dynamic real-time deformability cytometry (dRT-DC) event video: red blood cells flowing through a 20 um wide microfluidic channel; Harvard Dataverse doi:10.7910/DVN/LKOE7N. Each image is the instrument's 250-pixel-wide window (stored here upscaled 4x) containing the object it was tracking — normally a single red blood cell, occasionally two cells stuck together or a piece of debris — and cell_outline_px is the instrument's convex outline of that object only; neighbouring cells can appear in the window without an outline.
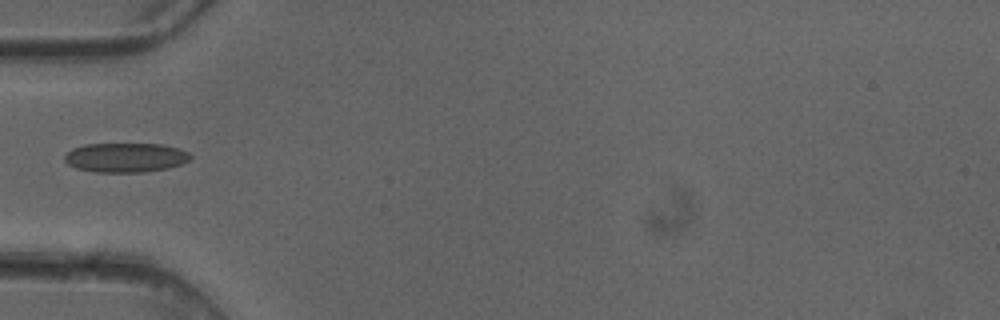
{"species": "common noctule bat (a hibernating species)", "species_latin": "Nyctalus noctula", "temperature_condition": "cold", "stored_images_in_passage": 4, "camera_frame_rate_fps": 3000, "um_per_image_px": 0.085, "animal": {"sex": "female"}, "frame": {"image": 1, "passage_image": 4, "time_ms": 1.0, "image_size_px": [1000, 320], "cell_outline_px": [[192, 156], [188, 160], [180, 164], [168, 168], [144, 172], [96, 172], [76, 168], [68, 164], [64, 160], [64, 156], [72, 148], [84, 144], [160, 144], [180, 148], [188, 152]], "centroid_in_image_um": [10.66, 13.39], "position_along_channel_um": 74.3, "area_um2": 21.56}}